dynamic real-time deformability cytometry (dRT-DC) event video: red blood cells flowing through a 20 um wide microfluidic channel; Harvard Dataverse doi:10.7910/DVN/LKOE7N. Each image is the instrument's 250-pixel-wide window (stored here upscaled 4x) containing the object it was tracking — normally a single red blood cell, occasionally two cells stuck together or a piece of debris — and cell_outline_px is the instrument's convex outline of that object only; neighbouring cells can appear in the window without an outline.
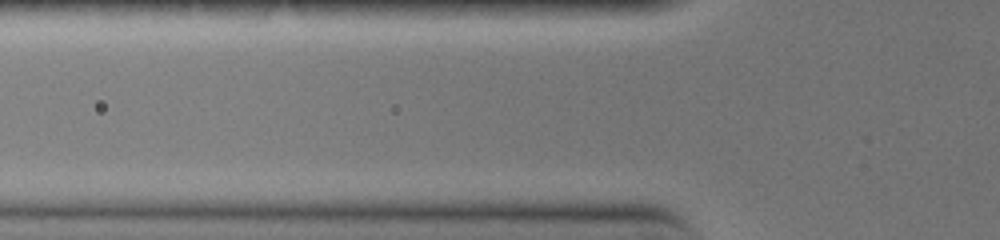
{"species": "common noctule bat (a hibernating species)", "species_latin": "Nyctalus noctula", "temperature_condition": "warm", "stored_images_in_passage": 3, "camera_frame_rate_fps": 3000, "um_per_image_px": 0.085, "animal": {"sex": "female", "body_mass_g": 19.0, "forearm_length_mm": 51.5}, "frame": {"image": 1, "passage_image": 2, "time_ms": 0.333, "image_size_px": [1000, 240], "cell_outline_px": [[636, 164], [624, 168], [520, 168], [488, 164], [488, 160], [500, 156], [556, 152], [584, 152], [632, 160]], "centroid_in_image_um": [47.72, 13.68], "position_along_channel_um": 78.1, "area_um2": 13.47}}